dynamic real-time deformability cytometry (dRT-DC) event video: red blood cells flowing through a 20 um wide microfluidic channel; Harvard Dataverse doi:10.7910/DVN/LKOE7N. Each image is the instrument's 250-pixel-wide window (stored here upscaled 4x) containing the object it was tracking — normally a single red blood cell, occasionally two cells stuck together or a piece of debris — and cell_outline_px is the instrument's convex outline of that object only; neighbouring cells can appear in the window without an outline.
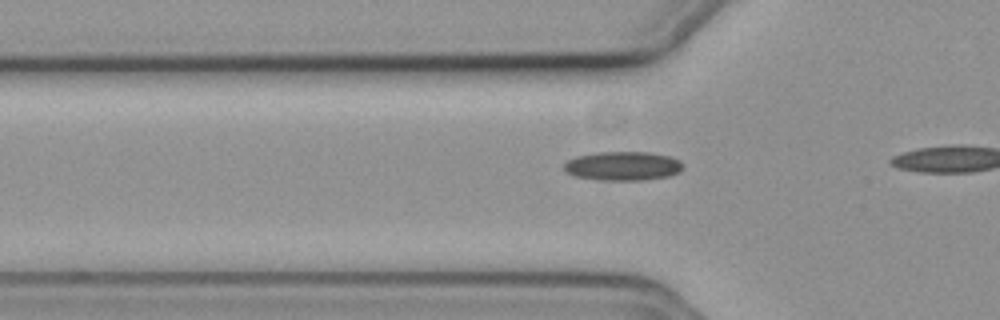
{"species": "common noctule bat (a hibernating species)", "species_latin": "Nyctalus noctula", "temperature_condition": "cold", "stored_images_in_passage": 13, "camera_frame_rate_fps": 3000, "um_per_image_px": 0.085, "animal": {"sex": "female", "body_mass_g": 19.3, "forearm_length_mm": 54.1}, "frame": {"image": 1, "passage_image": 10, "time_ms": 3.0, "image_size_px": [1000, 320], "cell_outline_px": [[684, 168], [680, 172], [668, 176], [640, 180], [600, 180], [576, 176], [568, 172], [564, 168], [564, 164], [568, 160], [576, 156], [596, 152], [648, 152], [668, 156], [680, 160], [684, 164]], "centroid_in_image_um": [52.98, 14.1], "position_along_channel_um": 72.8, "area_um2": 20.06}}